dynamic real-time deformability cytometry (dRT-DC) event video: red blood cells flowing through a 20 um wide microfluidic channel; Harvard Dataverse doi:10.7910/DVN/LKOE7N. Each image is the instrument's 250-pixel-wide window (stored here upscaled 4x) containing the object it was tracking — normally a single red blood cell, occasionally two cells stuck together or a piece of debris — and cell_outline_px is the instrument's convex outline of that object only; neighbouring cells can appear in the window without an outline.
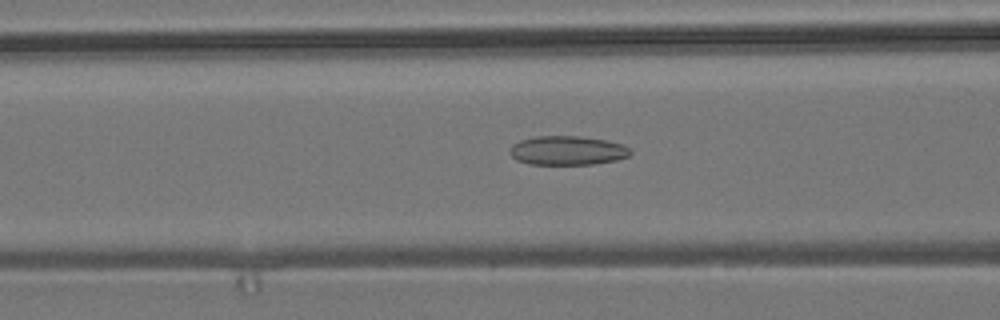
{"species": "common noctule bat (a hibernating species)", "species_latin": "Nyctalus noctula", "temperature_condition": "room temperature", "stored_images_in_passage": 50, "camera_frame_rate_fps": 3000, "um_per_image_px": 0.085, "animal": {"sex": "male", "body_mass_g": 19.2, "forearm_length_mm": 51.8}, "frame": {"image": 1, "passage_image": 22, "time_ms": 7.0, "image_size_px": [1000, 320], "cell_outline_px": [[632, 152], [628, 156], [616, 160], [592, 164], [528, 164], [516, 160], [508, 152], [512, 144], [520, 140], [536, 136], [580, 136], [608, 140], [624, 144]], "centroid_in_image_um": [48.22, 12.78], "position_along_channel_um": 118.4, "area_um2": 20.58}}
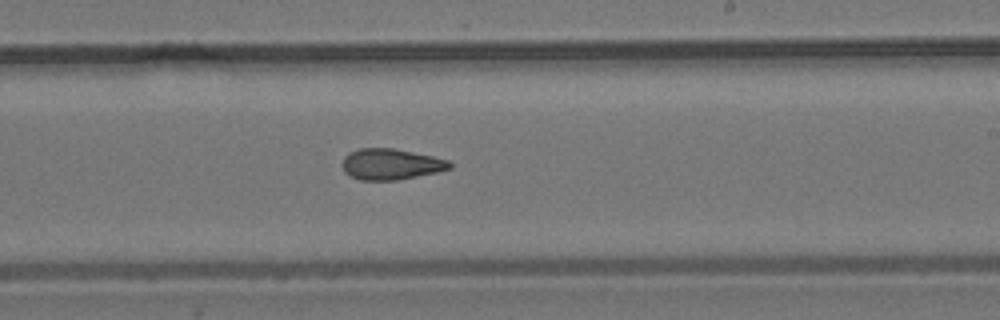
{"frame": {"image": 2, "passage_image": 33, "time_ms": 10.667, "image_size_px": [1000, 320], "cell_outline_px": [[452, 168], [436, 172], [396, 180], [360, 180], [344, 172], [344, 156], [348, 152], [360, 148], [392, 148], [432, 156], [448, 160], [452, 164]], "centroid_in_image_um": [33.22, 13.95], "position_along_channel_um": 255.8, "area_um2": 19.13}}
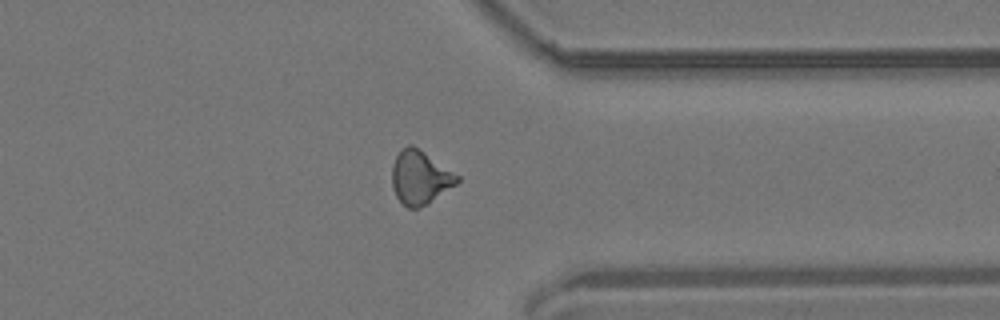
{"frame": {"image": 3, "passage_image": 43, "time_ms": 14.0, "image_size_px": [1000, 320], "cell_outline_px": [[460, 180], [456, 184], [428, 204], [420, 208], [408, 208], [396, 196], [392, 188], [392, 164], [400, 148], [408, 144], [412, 144], [460, 176]], "centroid_in_image_um": [35.68, 15.08], "position_along_channel_um": 375.7, "area_um2": 20.4}}